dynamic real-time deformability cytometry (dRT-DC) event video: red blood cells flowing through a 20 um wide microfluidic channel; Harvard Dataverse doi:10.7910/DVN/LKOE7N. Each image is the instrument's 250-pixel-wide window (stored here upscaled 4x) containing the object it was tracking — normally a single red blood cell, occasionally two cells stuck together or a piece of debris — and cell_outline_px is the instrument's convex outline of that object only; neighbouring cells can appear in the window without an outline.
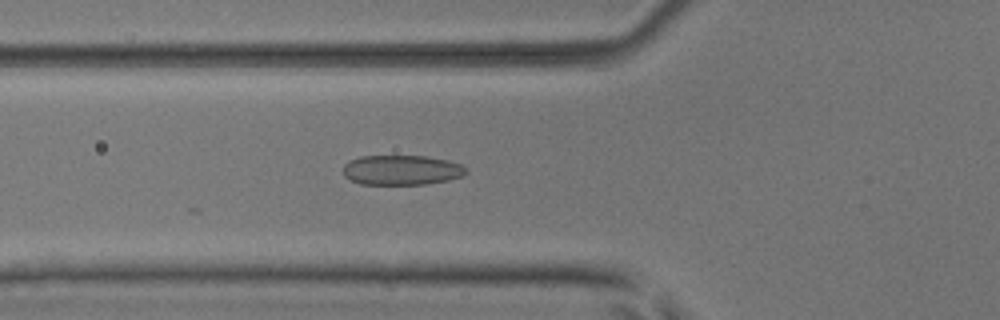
{"species": "common noctule bat (a hibernating species)", "species_latin": "Nyctalus noctula", "temperature_condition": "room temperature", "stored_images_in_passage": 42, "camera_frame_rate_fps": 3000, "um_per_image_px": 0.085, "animal": {"sex": "male", "body_mass_g": 17.9, "forearm_length_mm": 54.2}, "frame": {"image": 1, "passage_image": 10, "time_ms": 3.0, "image_size_px": [1000, 320], "cell_outline_px": [[468, 172], [464, 176], [448, 180], [428, 184], [360, 184], [348, 180], [344, 176], [344, 164], [348, 160], [360, 156], [424, 156], [448, 160], [460, 164], [468, 168]], "centroid_in_image_um": [34.14, 14.46], "position_along_channel_um": 91.7, "area_um2": 21.68}}
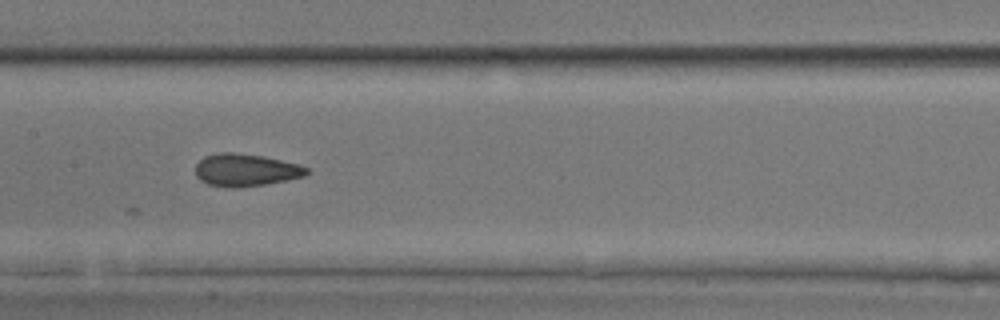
{"frame": {"image": 2, "passage_image": 17, "time_ms": 5.333, "image_size_px": [1000, 320], "cell_outline_px": [[308, 172], [304, 176], [268, 184], [240, 188], [224, 188], [208, 184], [200, 180], [196, 176], [196, 164], [204, 156], [216, 152], [236, 152], [264, 156], [300, 164], [308, 168]], "centroid_in_image_um": [20.86, 14.45], "position_along_channel_um": 186.5, "area_um2": 21.44}}
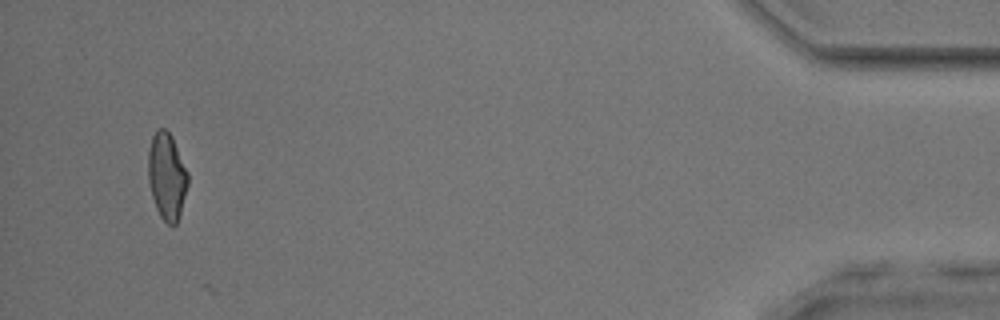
{"frame": {"image": 3, "passage_image": 40, "time_ms": 13.0, "image_size_px": [1000, 320], "cell_outline_px": [[188, 184], [180, 212], [176, 224], [168, 224], [160, 216], [156, 208], [152, 196], [148, 180], [148, 148], [152, 136], [156, 128], [164, 128], [172, 136], [188, 172]], "centroid_in_image_um": [14.17, 14.93], "position_along_channel_um": 421.0, "area_um2": 20.06}}